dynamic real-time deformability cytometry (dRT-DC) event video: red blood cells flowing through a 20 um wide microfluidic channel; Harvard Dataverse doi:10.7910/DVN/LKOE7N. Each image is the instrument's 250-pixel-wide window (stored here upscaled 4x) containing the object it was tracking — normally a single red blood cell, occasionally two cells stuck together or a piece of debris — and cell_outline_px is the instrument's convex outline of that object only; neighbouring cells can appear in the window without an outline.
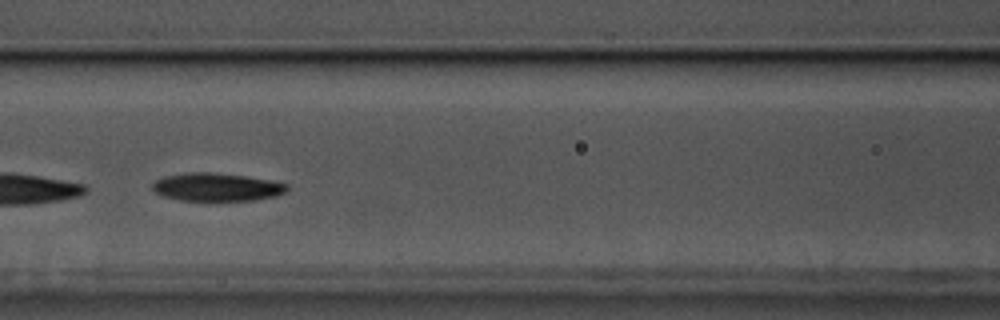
{"species": "common noctule bat (a hibernating species)", "species_latin": "Nyctalus noctula", "temperature_condition": "cold", "stored_images_in_passage": 46, "camera_frame_rate_fps": 3000, "um_per_image_px": 0.085, "animal": {"sex": "male", "body_mass_g": 17.5, "forearm_length_mm": 52.3}, "frame": {"image": 1, "passage_image": 14, "time_ms": 4.333, "image_size_px": [1000, 320], "cell_outline_px": [[288, 192], [276, 196], [256, 200], [180, 200], [164, 196], [156, 192], [152, 188], [152, 184], [156, 180], [164, 176], [192, 172], [208, 172], [244, 176], [268, 180], [288, 184]], "centroid_in_image_um": [18.44, 15.9], "position_along_channel_um": 148.2, "area_um2": 21.79}, "authors_computed_cell_mechanics": {"area_um2": 21.6172, "velocity_mm_per_s": 3.4264, "shape_relaxation_time_tau1_ms": 2.5566, "shape_relaxation_time_tau2_ms": null, "deformation_change_tau1": 0.1331, "deformation_change_tau2": null}}